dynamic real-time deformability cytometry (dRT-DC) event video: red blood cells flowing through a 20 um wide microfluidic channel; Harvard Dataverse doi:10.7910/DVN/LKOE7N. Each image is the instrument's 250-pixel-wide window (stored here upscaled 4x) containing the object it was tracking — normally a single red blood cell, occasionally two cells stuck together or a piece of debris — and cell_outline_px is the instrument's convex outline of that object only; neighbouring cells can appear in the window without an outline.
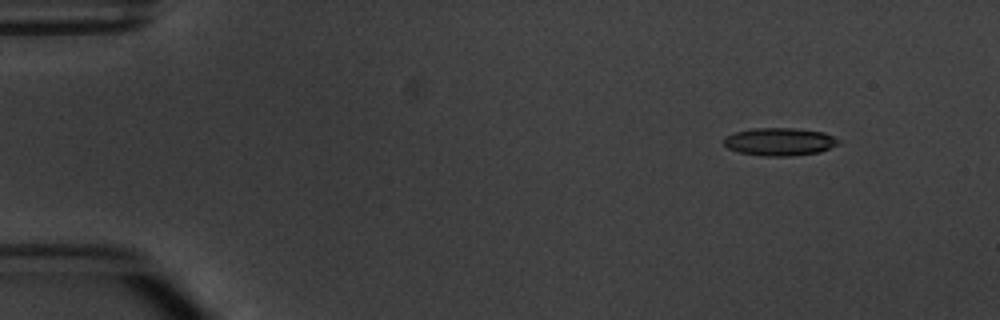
{"species": "common noctule bat (a hibernating species)", "species_latin": "Nyctalus noctula", "temperature_condition": "warm", "stored_images_in_passage": 3, "camera_frame_rate_fps": 3000, "um_per_image_px": 0.085, "animal": {"sex": "male", "body_mass_g": 20.1, "forearm_length_mm": 53.5}, "frame": {"image": 1, "passage_image": 1, "time_ms": 0.0, "image_size_px": [1000, 320], "cell_outline_px": [[840, 144], [820, 152], [792, 156], [764, 156], [740, 152], [728, 148], [724, 144], [724, 136], [736, 132], [752, 128], [792, 128], [824, 132], [840, 140]], "centroid_in_image_um": [66.28, 12.04], "position_along_channel_um": 18.7, "area_um2": 18.61}}
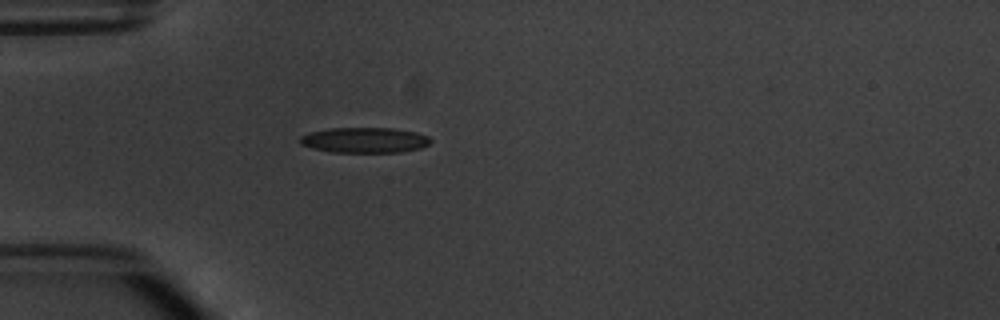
{"frame": {"image": 2, "passage_image": 3, "time_ms": 3.333, "image_size_px": [1000, 320], "cell_outline_px": [[432, 140], [428, 144], [420, 148], [400, 152], [332, 152], [312, 148], [300, 144], [300, 136], [308, 132], [328, 128], [392, 128], [416, 132], [428, 136]], "centroid_in_image_um": [30.96, 11.9], "position_along_channel_um": 54.0, "area_um2": 19.36}}